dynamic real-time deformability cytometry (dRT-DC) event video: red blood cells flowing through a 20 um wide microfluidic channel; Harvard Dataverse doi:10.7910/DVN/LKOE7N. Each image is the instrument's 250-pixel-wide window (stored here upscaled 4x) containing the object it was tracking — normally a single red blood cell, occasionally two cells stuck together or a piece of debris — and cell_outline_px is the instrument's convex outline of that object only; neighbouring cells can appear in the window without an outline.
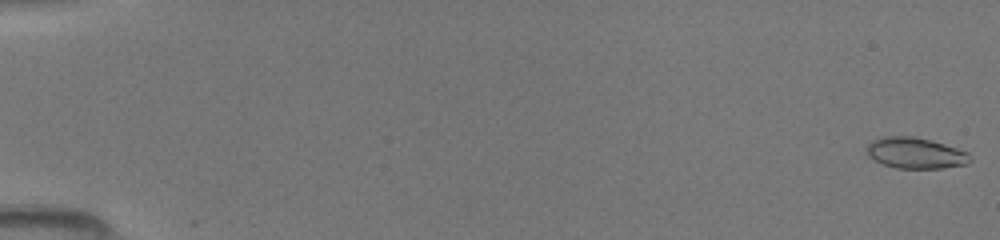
{"species": "common noctule bat (a hibernating species)", "species_latin": "Nyctalus noctula", "temperature_condition": "room temperature", "stored_images_in_passage": 49, "camera_frame_rate_fps": 3000, "um_per_image_px": 0.085, "animal": {"sex": "female", "body_mass_g": 19.5, "forearm_length_mm": 54.1}, "frame": {"image": 1, "passage_image": 1, "time_ms": 0.0, "image_size_px": [1000, 240], "cell_outline_px": [[972, 160], [964, 164], [944, 168], [896, 168], [884, 164], [868, 156], [864, 148], [872, 140], [880, 136], [916, 136], [932, 140], [968, 152]], "centroid_in_image_um": [77.78, 12.99], "position_along_channel_um": 7.2, "area_um2": 18.79}}
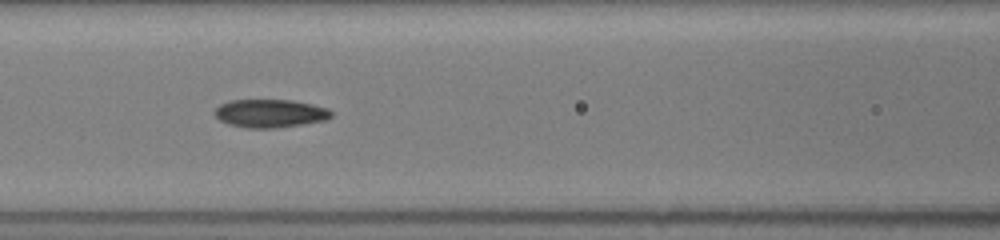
{"frame": {"image": 2, "passage_image": 23, "time_ms": 7.333, "image_size_px": [1000, 240], "cell_outline_px": [[332, 116], [328, 120], [276, 128], [248, 128], [228, 124], [220, 120], [212, 112], [220, 104], [228, 100], [292, 100], [312, 104], [328, 108], [332, 112]], "centroid_in_image_um": [22.96, 9.63], "position_along_channel_um": 143.6, "area_um2": 19.31}}
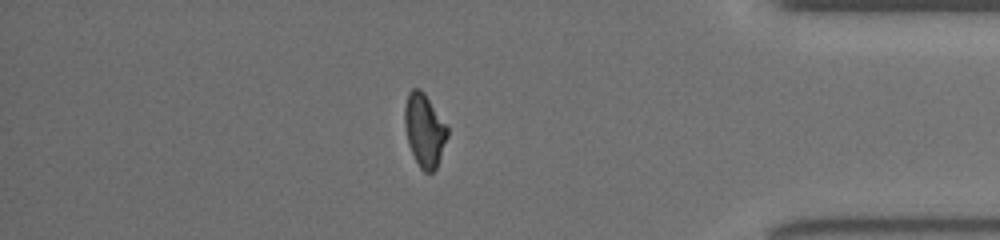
{"frame": {"image": 3, "passage_image": 43, "time_ms": 14.0, "image_size_px": [1000, 240], "cell_outline_px": [[448, 136], [436, 168], [432, 172], [424, 172], [420, 168], [408, 144], [404, 124], [404, 108], [408, 92], [412, 88], [420, 88], [424, 92], [448, 128]], "centroid_in_image_um": [36.06, 11.05], "position_along_channel_um": 399.1, "area_um2": 18.09}}